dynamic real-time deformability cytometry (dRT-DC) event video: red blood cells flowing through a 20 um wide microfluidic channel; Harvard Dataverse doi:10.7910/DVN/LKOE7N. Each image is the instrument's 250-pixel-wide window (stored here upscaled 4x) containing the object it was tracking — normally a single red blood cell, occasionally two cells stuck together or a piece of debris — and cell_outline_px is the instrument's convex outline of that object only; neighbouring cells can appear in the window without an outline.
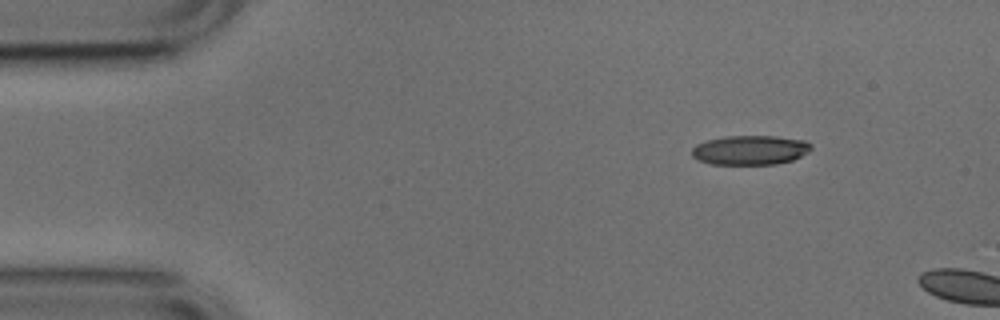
{"species": "common noctule bat (a hibernating species)", "species_latin": "Nyctalus noctula", "temperature_condition": "cold", "stored_images_in_passage": 4, "camera_frame_rate_fps": 3000, "um_per_image_px": 0.085, "animal": {"sex": "male", "body_mass_g": 17.9, "forearm_length_mm": 54.2}, "frame": {"image": 1, "passage_image": 1, "time_ms": 0.0, "image_size_px": [1000, 320], "cell_outline_px": [[812, 148], [808, 152], [792, 160], [776, 164], [712, 164], [700, 160], [692, 156], [692, 148], [696, 144], [708, 140], [728, 136], [776, 136], [804, 140], [812, 144]], "centroid_in_image_um": [63.79, 12.75], "position_along_channel_um": 21.2, "area_um2": 20.35}}